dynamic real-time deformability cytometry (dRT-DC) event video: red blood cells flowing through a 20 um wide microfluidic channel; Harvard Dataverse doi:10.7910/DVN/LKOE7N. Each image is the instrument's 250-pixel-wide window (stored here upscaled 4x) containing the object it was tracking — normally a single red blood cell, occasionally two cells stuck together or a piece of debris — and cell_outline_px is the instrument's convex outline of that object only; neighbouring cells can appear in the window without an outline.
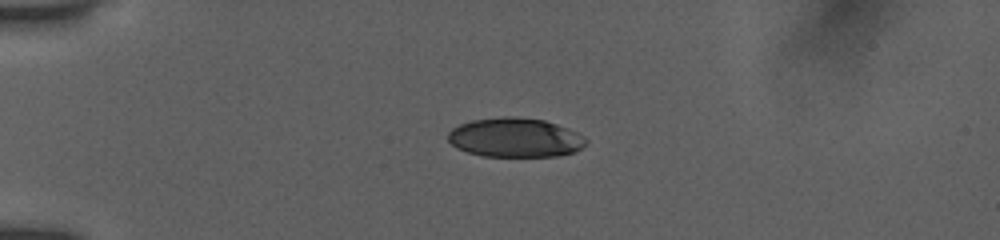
{"species": "human", "species_latin": "Homo sapiens", "temperature_condition": "room temperature", "stored_images_in_passage": 13, "camera_frame_rate_fps": 3000, "um_per_image_px": 0.085, "donor": {"sex": "female"}, "frame": {"image": 1, "passage_image": 1, "time_ms": 0.0, "image_size_px": [1000, 240], "cell_outline_px": [[588, 140], [580, 148], [572, 152], [556, 156], [480, 156], [456, 148], [448, 140], [448, 132], [452, 128], [460, 124], [472, 120], [504, 116], [512, 116], [544, 120], [568, 128], [584, 136]], "centroid_in_image_um": [43.76, 11.69], "position_along_channel_um": 41.2, "area_um2": 31.5}}
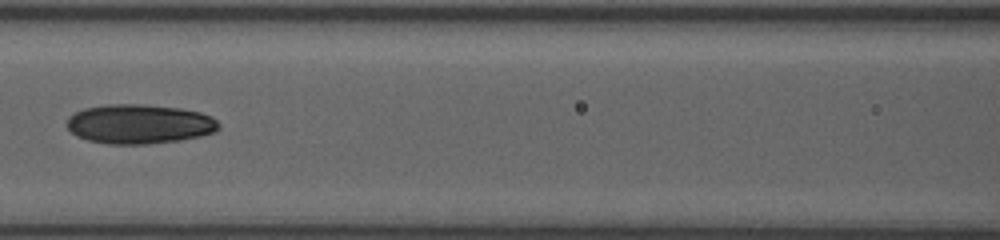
{"frame": {"image": 2, "passage_image": 8, "time_ms": 2.333, "image_size_px": [1000, 240], "cell_outline_px": [[220, 128], [216, 132], [200, 136], [180, 140], [148, 144], [108, 144], [88, 140], [76, 136], [68, 128], [68, 116], [84, 108], [104, 104], [144, 104], [180, 108], [200, 112], [212, 116], [220, 124]], "centroid_in_image_um": [11.87, 10.54], "position_along_channel_um": 154.7, "area_um2": 35.14}}
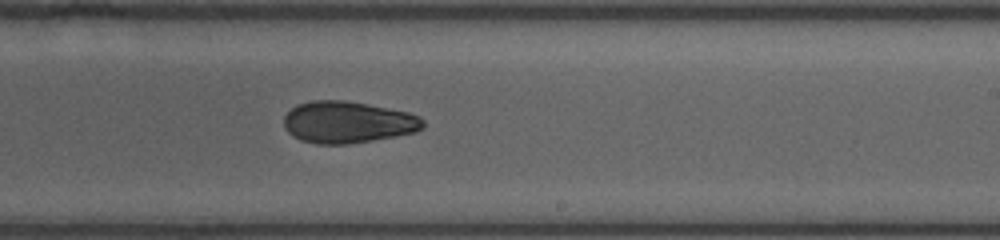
{"frame": {"image": 3, "passage_image": 13, "time_ms": 4.0, "image_size_px": [1000, 240], "cell_outline_px": [[424, 128], [416, 132], [396, 136], [348, 144], [316, 144], [300, 140], [292, 136], [284, 128], [284, 116], [296, 104], [312, 100], [344, 100], [368, 104], [408, 112], [420, 116], [424, 120]], "centroid_in_image_um": [29.55, 10.39], "position_along_channel_um": 259.4, "area_um2": 34.1}}